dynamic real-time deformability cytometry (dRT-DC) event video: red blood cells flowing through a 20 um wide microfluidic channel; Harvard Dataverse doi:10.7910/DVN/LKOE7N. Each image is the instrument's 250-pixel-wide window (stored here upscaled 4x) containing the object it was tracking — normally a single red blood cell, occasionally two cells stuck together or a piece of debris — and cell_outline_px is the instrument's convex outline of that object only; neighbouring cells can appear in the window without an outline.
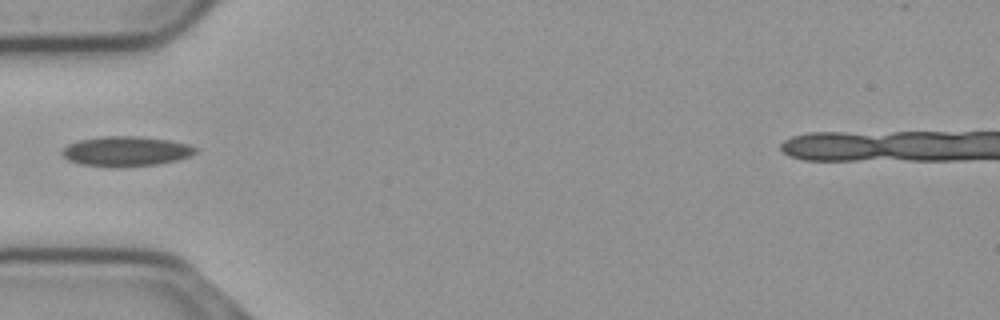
{"species": "common noctule bat (a hibernating species)", "species_latin": "Nyctalus noctula", "temperature_condition": "cold", "stored_images_in_passage": 32, "camera_frame_rate_fps": 3000, "um_per_image_px": 0.085, "animal": {"sex": "male", "body_mass_g": 23.1, "forearm_length_mm": 52.7}, "frame": {"image": 1, "passage_image": 1, "time_ms": 0.0, "image_size_px": [1000, 320], "cell_outline_px": [[196, 152], [188, 156], [176, 160], [156, 164], [116, 168], [108, 168], [80, 164], [68, 160], [60, 152], [68, 144], [80, 140], [104, 136], [136, 136], [168, 140], [188, 144], [196, 148]], "centroid_in_image_um": [10.66, 12.87], "position_along_channel_um": 74.3, "area_um2": 23.24}}
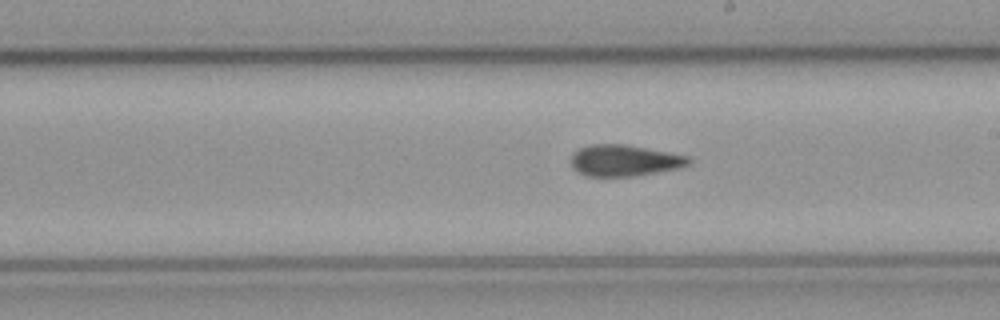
{"frame": {"image": 2, "passage_image": 14, "time_ms": 4.333, "image_size_px": [1000, 320], "cell_outline_px": [[692, 160], [688, 164], [680, 168], [632, 176], [584, 176], [572, 168], [572, 152], [588, 144], [624, 144], [688, 156]], "centroid_in_image_um": [53.03, 13.64], "position_along_channel_um": 236.0, "area_um2": 21.39}}
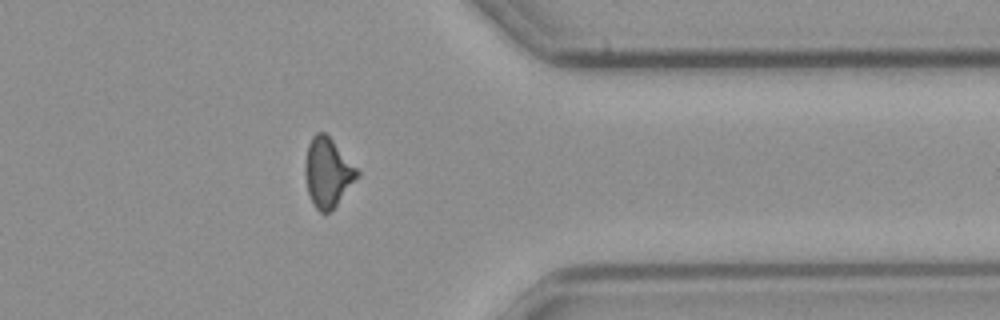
{"frame": {"image": 3, "passage_image": 27, "time_ms": 8.667, "image_size_px": [1000, 320], "cell_outline_px": [[360, 176], [336, 204], [328, 212], [320, 212], [312, 204], [308, 192], [304, 176], [304, 164], [308, 144], [312, 136], [316, 132], [324, 132], [332, 140], [360, 172]], "centroid_in_image_um": [27.83, 14.65], "position_along_channel_um": 383.6, "area_um2": 20.87}}